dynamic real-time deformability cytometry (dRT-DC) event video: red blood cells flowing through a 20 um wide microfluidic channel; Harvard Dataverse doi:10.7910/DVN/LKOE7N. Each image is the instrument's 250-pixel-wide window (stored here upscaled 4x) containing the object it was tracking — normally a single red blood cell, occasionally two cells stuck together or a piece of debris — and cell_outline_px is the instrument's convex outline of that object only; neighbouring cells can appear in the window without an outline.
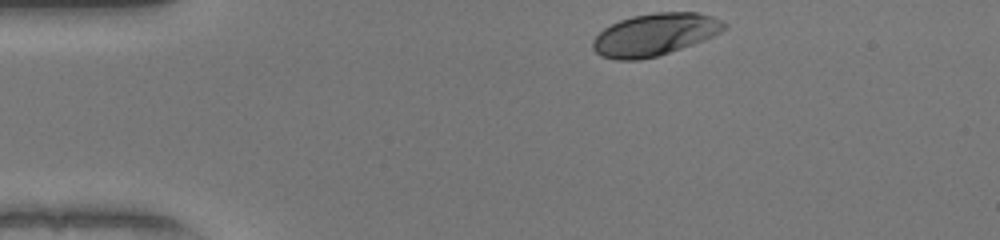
{"species": "human", "species_latin": "Homo sapiens", "temperature_condition": "warm", "stored_images_in_passage": 34, "camera_frame_rate_fps": 3000, "um_per_image_px": 0.085, "donor": {"sex": "female"}, "frame": {"image": 1, "passage_image": 1, "time_ms": 0.0, "image_size_px": [1000, 240], "cell_outline_px": [[728, 24], [720, 32], [704, 40], [656, 56], [640, 60], [616, 60], [600, 56], [592, 48], [592, 40], [604, 28], [620, 20], [632, 16], [656, 12], [696, 12], [712, 16]], "centroid_in_image_um": [55.62, 2.93], "position_along_channel_um": 29.4, "area_um2": 32.14}}
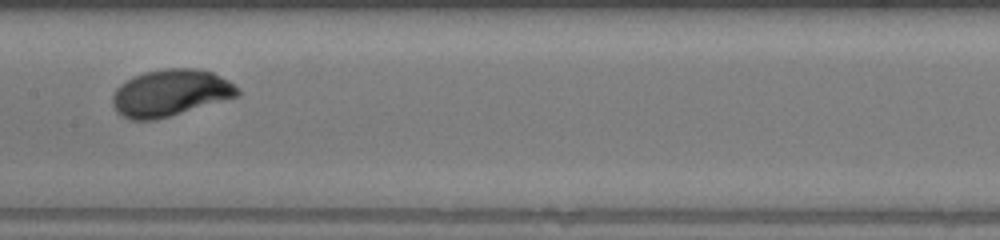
{"frame": {"image": 2, "passage_image": 18, "time_ms": 5.667, "image_size_px": [1000, 240], "cell_outline_px": [[240, 96], [156, 120], [132, 120], [116, 112], [112, 104], [112, 96], [116, 88], [120, 84], [144, 72], [164, 68], [196, 68], [212, 72], [228, 80], [240, 88]], "centroid_in_image_um": [14.5, 7.9], "position_along_channel_um": 192.9, "area_um2": 34.22}}
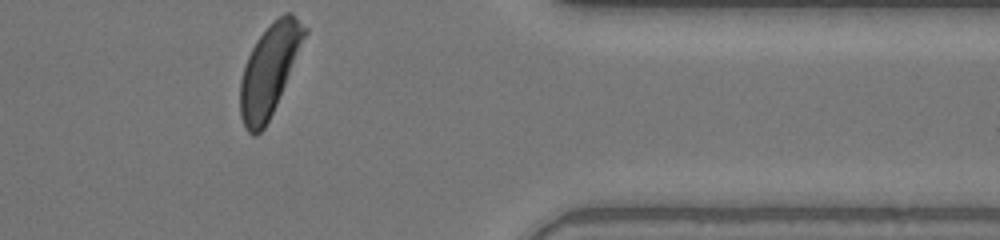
{"frame": {"image": 3, "passage_image": 34, "time_ms": 11.0, "image_size_px": [1000, 240], "cell_outline_px": [[308, 32], [276, 104], [264, 128], [256, 136], [252, 136], [244, 128], [240, 116], [240, 80], [248, 56], [256, 40], [284, 12], [292, 12], [308, 28]], "centroid_in_image_um": [22.89, 5.97], "position_along_channel_um": 388.5, "area_um2": 33.52}, "authors_computed_cell_mechanics": {"area_um2": 33.4084, "velocity_mm_per_s": 4.0132, "shape_relaxation_time_tau1_ms": 2.1459, "shape_relaxation_time_tau2_ms": null, "deformation_change_tau1": 0.1625, "deformation_change_tau2": null}}